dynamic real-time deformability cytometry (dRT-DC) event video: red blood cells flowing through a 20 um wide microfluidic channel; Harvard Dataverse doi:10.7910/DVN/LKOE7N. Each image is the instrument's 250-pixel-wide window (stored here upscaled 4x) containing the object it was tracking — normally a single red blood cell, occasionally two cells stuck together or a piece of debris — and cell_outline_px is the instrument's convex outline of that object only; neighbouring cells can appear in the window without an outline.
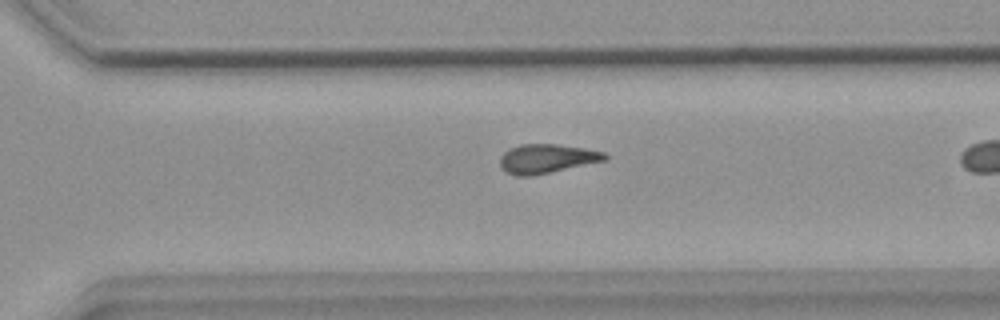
{"species": "common noctule bat (a hibernating species)", "species_latin": "Nyctalus noctula", "temperature_condition": "warm", "stored_images_in_passage": 32, "camera_frame_rate_fps": 3000, "um_per_image_px": 0.085, "animal": {"sex": "female", "body_mass_g": 18.4}, "frame": {"image": 1, "passage_image": 28, "time_ms": 9.0, "image_size_px": [1000, 320], "cell_outline_px": [[608, 160], [532, 176], [516, 176], [504, 172], [500, 168], [500, 156], [508, 148], [520, 144], [556, 144], [584, 148], [604, 152], [608, 156]], "centroid_in_image_um": [46.44, 13.49], "position_along_channel_um": 324.2, "area_um2": 18.03}}